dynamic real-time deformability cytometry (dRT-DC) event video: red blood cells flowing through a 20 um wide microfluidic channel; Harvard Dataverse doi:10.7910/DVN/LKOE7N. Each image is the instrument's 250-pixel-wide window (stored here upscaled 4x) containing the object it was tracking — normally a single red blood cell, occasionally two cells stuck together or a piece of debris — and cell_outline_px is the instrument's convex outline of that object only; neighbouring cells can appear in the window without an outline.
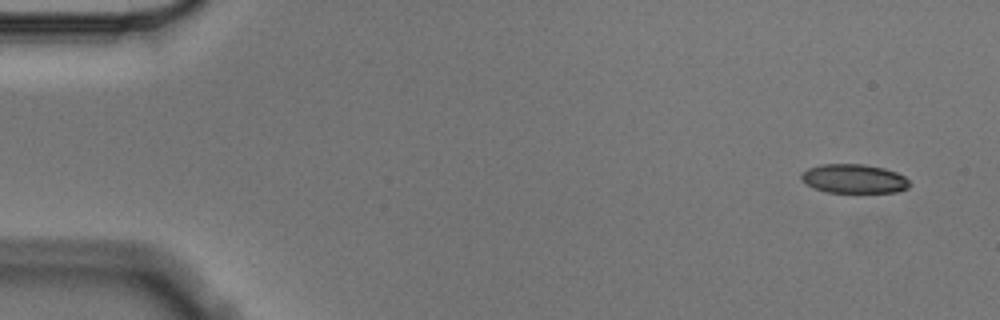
{"species": "Egyptian fruit bat (a non-hibernating species)", "species_latin": "Rousettus aegyptiacus", "temperature_condition": "cold", "stored_images_in_passage": 4, "camera_frame_rate_fps": 3000, "um_per_image_px": 0.085, "animal": {"sex": "male"}, "frame": {"image": 1, "passage_image": 1, "time_ms": 0.0, "image_size_px": [1000, 320], "cell_outline_px": [[912, 184], [908, 188], [896, 192], [828, 192], [816, 188], [808, 184], [800, 176], [808, 168], [824, 164], [864, 164], [884, 168], [896, 172], [904, 176]], "centroid_in_image_um": [72.65, 15.19], "position_along_channel_um": 12.4, "area_um2": 18.09}}
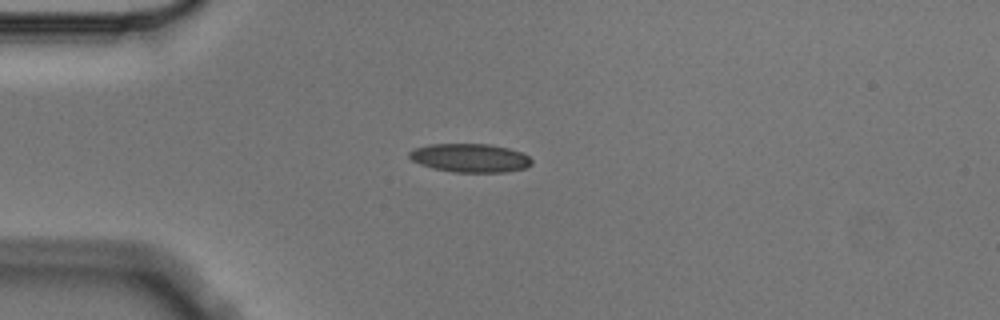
{"frame": {"image": 2, "passage_image": 4, "time_ms": 1.0, "image_size_px": [1000, 320], "cell_outline_px": [[532, 164], [524, 168], [508, 172], [452, 172], [432, 168], [420, 164], [412, 160], [408, 156], [408, 152], [412, 148], [428, 144], [488, 144], [508, 148], [520, 152], [528, 156], [532, 160]], "centroid_in_image_um": [39.91, 13.42], "position_along_channel_um": 45.1, "area_um2": 20.52}}